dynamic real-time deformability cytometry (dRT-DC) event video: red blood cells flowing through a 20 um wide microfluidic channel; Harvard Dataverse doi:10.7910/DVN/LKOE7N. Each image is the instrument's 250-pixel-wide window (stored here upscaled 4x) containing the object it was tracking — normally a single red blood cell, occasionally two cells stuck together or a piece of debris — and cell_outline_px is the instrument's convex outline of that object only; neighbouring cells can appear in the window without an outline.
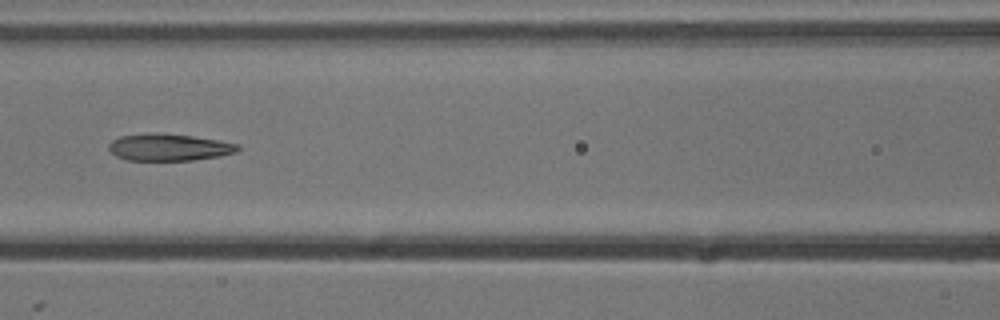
{"species": "common noctule bat (a hibernating species)", "species_latin": "Nyctalus noctula", "temperature_condition": "cold", "stored_images_in_passage": 9, "camera_frame_rate_fps": 3000, "um_per_image_px": 0.085, "animal": {"sex": "male", "body_mass_g": 13.3}, "frame": {"image": 1, "passage_image": 6, "time_ms": 1.667, "image_size_px": [1000, 320], "cell_outline_px": [[240, 148], [236, 152], [220, 156], [192, 160], [128, 160], [116, 156], [108, 148], [108, 144], [112, 140], [120, 136], [152, 132], [156, 132], [192, 136], [220, 140], [240, 144]], "centroid_in_image_um": [14.37, 12.51], "position_along_channel_um": 152.2, "area_um2": 20.4}}
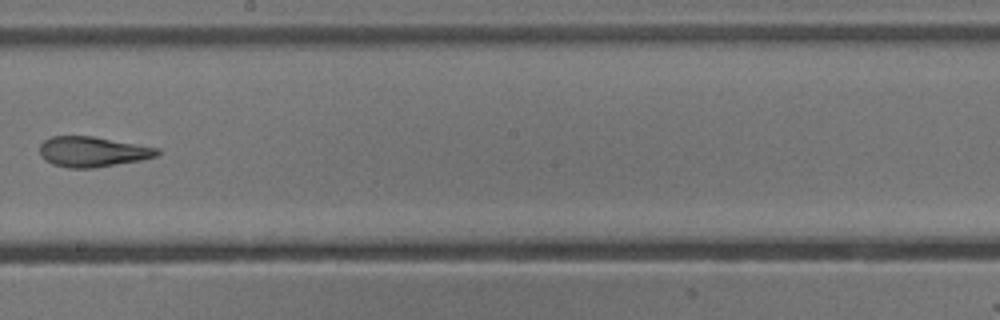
{"frame": {"image": 2, "passage_image": 8, "time_ms": 2.333, "image_size_px": [1000, 320], "cell_outline_px": [[160, 152], [156, 156], [140, 160], [92, 168], [68, 168], [52, 164], [44, 160], [40, 156], [40, 144], [44, 140], [52, 136], [92, 136], [160, 148]], "centroid_in_image_um": [7.84, 12.89], "position_along_channel_um": 240.4, "area_um2": 20.69}}
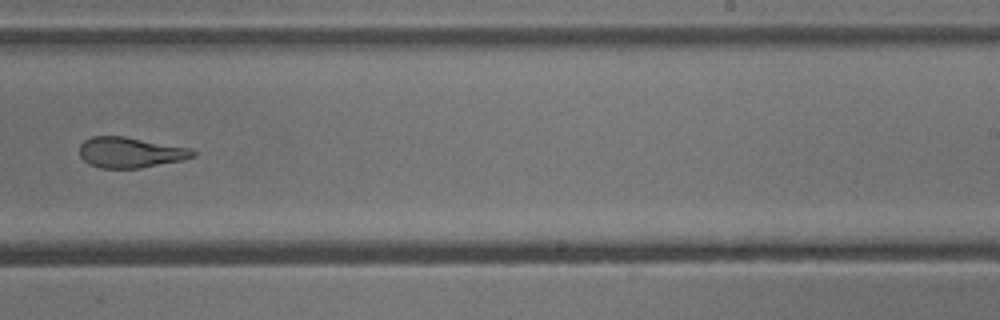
{"frame": {"image": 3, "passage_image": 9, "time_ms": 2.667, "image_size_px": [1000, 320], "cell_outline_px": [[196, 156], [184, 160], [140, 168], [100, 168], [88, 164], [80, 156], [80, 144], [84, 140], [92, 136], [124, 136], [192, 148], [196, 152]], "centroid_in_image_um": [11.1, 12.96], "position_along_channel_um": 277.9, "area_um2": 20.4}}